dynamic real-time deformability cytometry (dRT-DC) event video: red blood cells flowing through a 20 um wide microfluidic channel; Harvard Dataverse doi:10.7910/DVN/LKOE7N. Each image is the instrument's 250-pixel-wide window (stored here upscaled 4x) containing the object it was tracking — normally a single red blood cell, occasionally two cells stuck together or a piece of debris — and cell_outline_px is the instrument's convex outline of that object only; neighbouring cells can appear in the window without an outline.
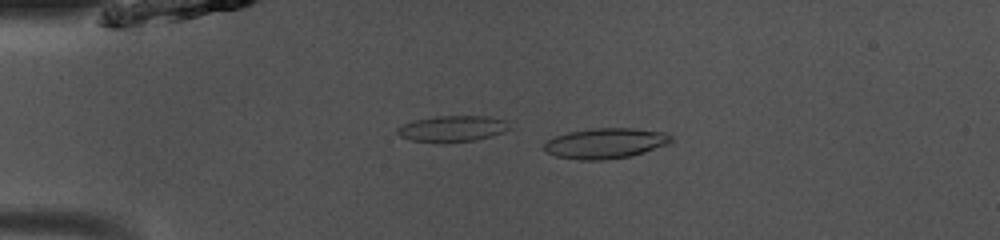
{"species": "common noctule bat (a hibernating species)", "species_latin": "Nyctalus noctula", "temperature_condition": "room temperature", "stored_images_in_passage": 49, "camera_frame_rate_fps": 3000, "um_per_image_px": 0.085, "animal": {"sex": "male", "body_mass_g": 13.0, "forearm_length_mm": 53.1}, "frame": {"image": 1, "passage_image": 10, "time_ms": 3.0, "image_size_px": [1000, 240], "cell_outline_px": [[672, 140], [668, 144], [644, 152], [628, 156], [604, 160], [580, 160], [556, 156], [548, 152], [544, 148], [544, 144], [548, 140], [556, 136], [568, 132], [596, 128], [632, 128], [664, 132], [672, 136]], "centroid_in_image_um": [51.47, 12.18], "position_along_channel_um": 33.5, "area_um2": 22.25}}
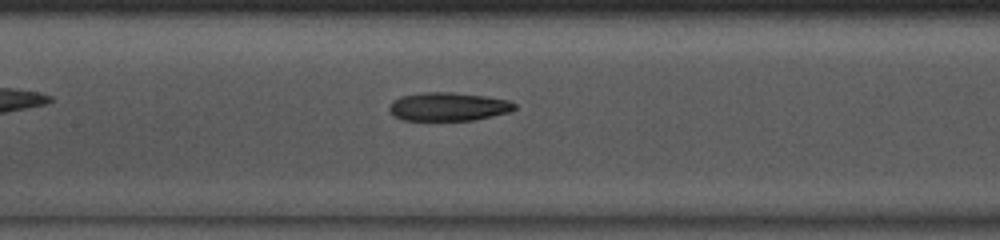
{"frame": {"image": 2, "passage_image": 23, "time_ms": 7.333, "image_size_px": [1000, 240], "cell_outline_px": [[516, 108], [508, 112], [472, 120], [404, 120], [396, 116], [388, 108], [392, 100], [400, 96], [424, 92], [452, 92], [484, 96], [508, 100], [516, 104]], "centroid_in_image_um": [38.08, 9.05], "position_along_channel_um": 169.3, "area_um2": 20.58}}
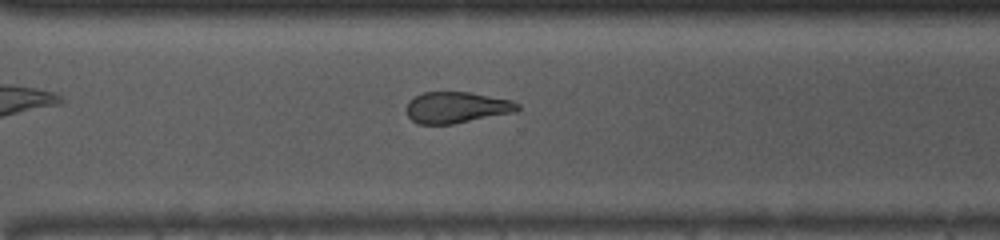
{"frame": {"image": 3, "passage_image": 35, "time_ms": 11.333, "image_size_px": [1000, 240], "cell_outline_px": [[520, 108], [516, 112], [452, 124], [416, 124], [408, 116], [404, 108], [408, 100], [424, 92], [472, 92], [512, 100], [520, 104]], "centroid_in_image_um": [38.8, 9.13], "position_along_channel_um": 331.8, "area_um2": 20.52}, "authors_computed_cell_mechanics": {"area_um2": 21.675, "velocity_mm_per_s": 4.0699, "shape_relaxation_time_tau1_ms": 10.5016, "shape_relaxation_time_tau2_ms": 3.1523, "deformation_change_tau1": 0.2383, "deformation_change_tau2": 0.1277}}